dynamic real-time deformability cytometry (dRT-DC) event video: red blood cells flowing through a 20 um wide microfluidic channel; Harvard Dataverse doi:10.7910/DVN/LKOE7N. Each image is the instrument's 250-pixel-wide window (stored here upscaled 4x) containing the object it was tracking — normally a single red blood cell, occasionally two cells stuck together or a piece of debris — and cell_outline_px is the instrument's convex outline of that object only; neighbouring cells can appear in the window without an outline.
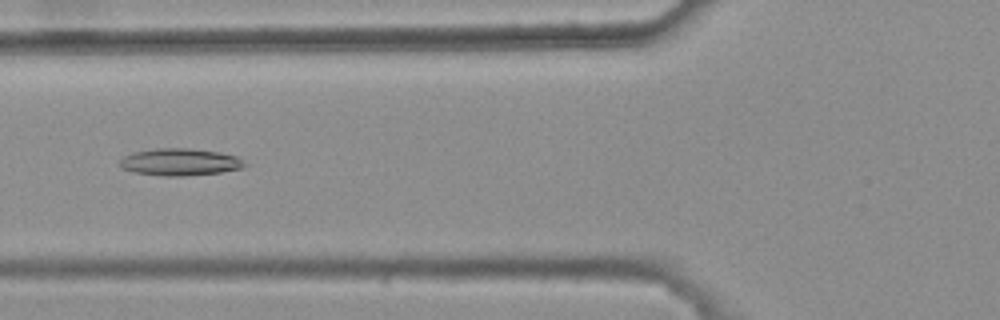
{"species": "common noctule bat (a hibernating species)", "species_latin": "Nyctalus noctula", "temperature_condition": "warm", "stored_images_in_passage": 4, "camera_frame_rate_fps": 3000, "um_per_image_px": 0.085, "animal": {"sex": "female", "body_mass_g": 25.1}, "frame": {"image": 1, "passage_image": 4, "time_ms": 1.0, "image_size_px": [1000, 320], "cell_outline_px": [[248, 164], [244, 168], [220, 172], [184, 176], [164, 176], [136, 172], [124, 168], [120, 164], [120, 160], [124, 156], [132, 152], [156, 148], [188, 148], [220, 152], [236, 156]], "centroid_in_image_um": [15.33, 13.76], "position_along_channel_um": 110.5, "area_um2": 19.65}}